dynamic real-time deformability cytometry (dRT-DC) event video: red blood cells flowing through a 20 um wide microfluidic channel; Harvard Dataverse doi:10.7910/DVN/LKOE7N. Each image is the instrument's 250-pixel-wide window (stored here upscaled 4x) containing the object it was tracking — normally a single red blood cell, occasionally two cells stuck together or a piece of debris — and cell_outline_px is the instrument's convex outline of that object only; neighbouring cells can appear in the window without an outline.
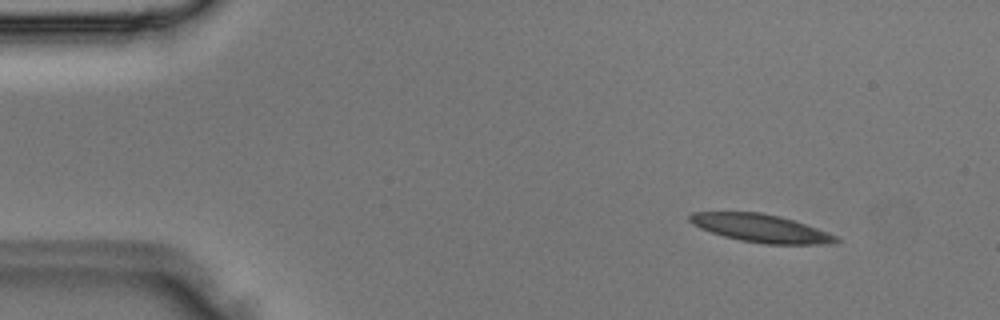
{"species": "Egyptian fruit bat (a non-hibernating species)", "species_latin": "Rousettus aegyptiacus", "temperature_condition": "room temperature", "stored_images_in_passage": 3, "camera_frame_rate_fps": 3000, "um_per_image_px": 0.085, "animal": {"sex": "male"}, "frame": {"image": 1, "passage_image": 1, "time_ms": 0.0, "image_size_px": [1000, 320], "cell_outline_px": [[840, 240], [836, 244], [764, 244], [740, 240], [724, 236], [700, 228], [692, 224], [688, 220], [688, 216], [692, 212], [760, 212], [780, 216], [816, 228], [836, 236]], "centroid_in_image_um": [64.65, 19.4], "position_along_channel_um": 20.3, "area_um2": 23.7}}
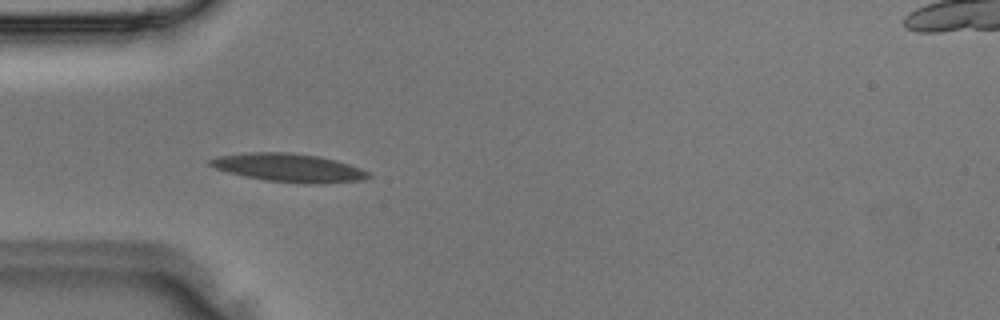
{"frame": {"image": 2, "passage_image": 3, "time_ms": 0.667, "image_size_px": [1000, 320], "cell_outline_px": [[372, 176], [364, 180], [324, 184], [304, 184], [264, 180], [228, 172], [216, 168], [208, 164], [208, 160], [220, 156], [248, 152], [292, 152], [320, 156], [336, 160], [372, 172]], "centroid_in_image_um": [24.63, 14.26], "position_along_channel_um": 60.4, "area_um2": 26.41}}